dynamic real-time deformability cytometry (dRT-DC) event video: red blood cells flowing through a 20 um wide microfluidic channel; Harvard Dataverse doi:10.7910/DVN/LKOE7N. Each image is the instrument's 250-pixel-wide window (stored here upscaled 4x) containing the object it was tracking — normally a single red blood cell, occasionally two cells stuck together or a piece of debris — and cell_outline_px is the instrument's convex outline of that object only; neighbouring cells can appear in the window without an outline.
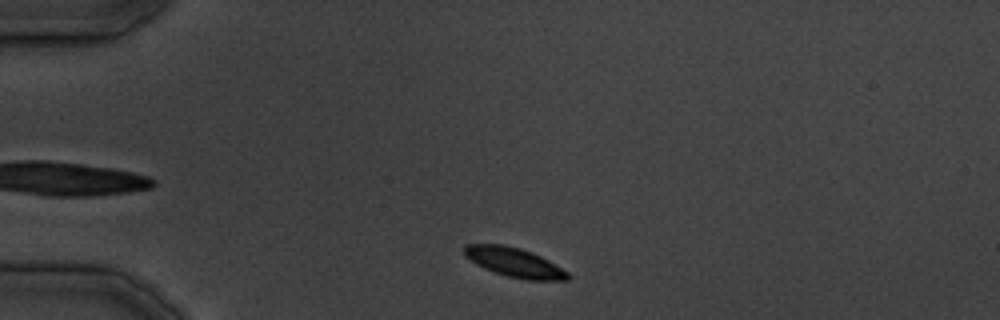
{"species": "common noctule bat (a hibernating species)", "species_latin": "Nyctalus noctula", "temperature_condition": "cold", "stored_images_in_passage": 9, "camera_frame_rate_fps": 3000, "um_per_image_px": 0.085, "animal": {"sex": "male", "body_mass_g": 19.5, "forearm_length_mm": 54.6}, "frame": {"image": 1, "passage_image": 1, "time_ms": 0.0, "image_size_px": [1000, 320], "cell_outline_px": [[568, 280], [528, 280], [508, 276], [484, 268], [476, 264], [464, 256], [464, 244], [504, 244], [520, 248], [532, 252], [548, 260], [568, 272]], "centroid_in_image_um": [43.69, 22.28], "position_along_channel_um": 41.3, "area_um2": 17.51}}
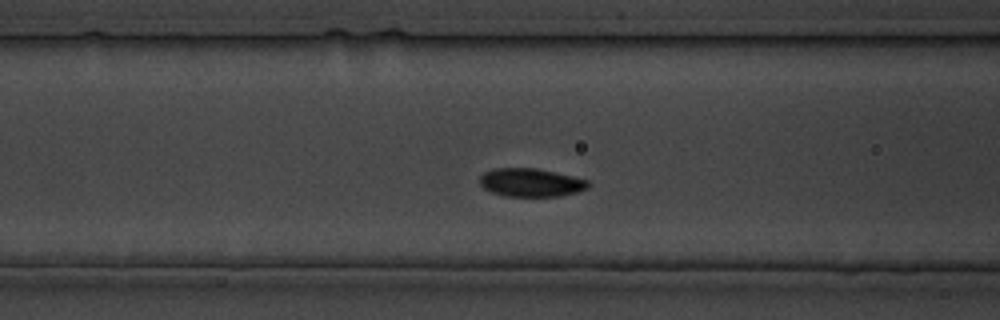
{"frame": {"image": 2, "passage_image": 8, "time_ms": 8.0, "image_size_px": [1000, 320], "cell_outline_px": [[588, 188], [576, 192], [560, 196], [504, 196], [492, 192], [484, 188], [480, 184], [480, 176], [484, 172], [496, 168], [536, 168], [556, 172], [588, 180]], "centroid_in_image_um": [45.11, 15.51], "position_along_channel_um": 121.5, "area_um2": 17.8}}